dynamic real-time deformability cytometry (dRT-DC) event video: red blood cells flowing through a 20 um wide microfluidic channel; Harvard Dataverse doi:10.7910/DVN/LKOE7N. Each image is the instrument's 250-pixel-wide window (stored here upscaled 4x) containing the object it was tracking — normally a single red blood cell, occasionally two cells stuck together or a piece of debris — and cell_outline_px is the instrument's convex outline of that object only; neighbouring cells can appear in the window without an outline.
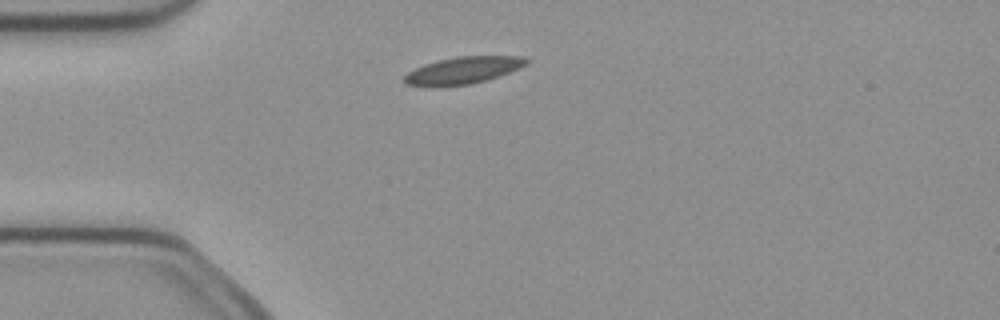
{"species": "common noctule bat (a hibernating species)", "species_latin": "Nyctalus noctula", "temperature_condition": "cold", "stored_images_in_passage": 1, "camera_frame_rate_fps": 3000, "um_per_image_px": 0.085, "animal": {"sex": "female", "body_mass_g": 21.9}, "frame": {"image": 1, "passage_image": 1, "time_ms": 0.0, "image_size_px": [1000, 320], "cell_outline_px": [[528, 64], [500, 76], [472, 84], [408, 84], [404, 80], [404, 76], [408, 72], [424, 64], [436, 60], [456, 56], [524, 56], [528, 60]], "centroid_in_image_um": [39.46, 5.93], "position_along_channel_um": 45.5, "area_um2": 18.61}}